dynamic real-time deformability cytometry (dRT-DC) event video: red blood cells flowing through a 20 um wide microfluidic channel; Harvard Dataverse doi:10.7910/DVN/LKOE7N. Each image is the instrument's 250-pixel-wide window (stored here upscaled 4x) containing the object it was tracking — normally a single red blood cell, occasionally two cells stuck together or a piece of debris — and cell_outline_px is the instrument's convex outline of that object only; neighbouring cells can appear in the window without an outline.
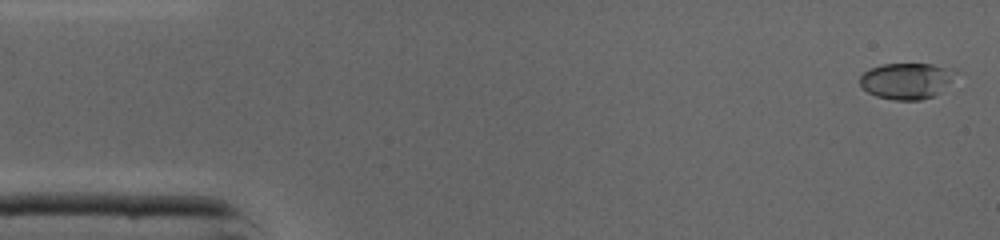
{"species": "common noctule bat (a hibernating species)", "species_latin": "Nyctalus noctula", "temperature_condition": "cold", "stored_images_in_passage": 45, "camera_frame_rate_fps": 3000, "um_per_image_px": 0.085, "animal": {"sex": "male", "body_mass_g": 19.0, "forearm_length_mm": 50.8}, "frame": {"image": 1, "passage_image": 1, "time_ms": 0.0, "image_size_px": [1000, 240], "cell_outline_px": [[956, 72], [940, 92], [932, 96], [920, 100], [896, 100], [876, 96], [868, 92], [860, 84], [860, 76], [864, 72], [872, 68], [884, 64], [932, 64], [948, 68]], "centroid_in_image_um": [77.01, 6.87], "position_along_channel_um": 8.0, "area_um2": 19.65}}
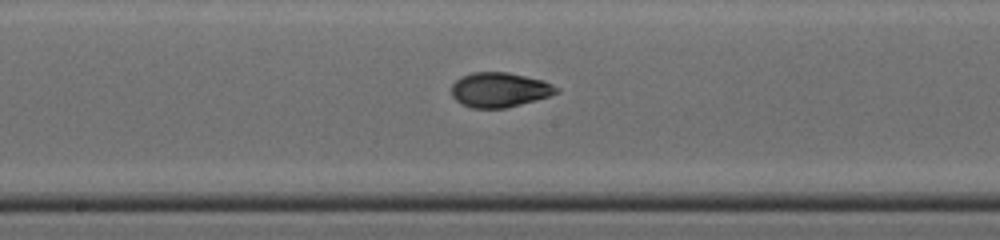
{"frame": {"image": 2, "passage_image": 23, "time_ms": 7.333, "image_size_px": [1000, 240], "cell_outline_px": [[560, 92], [536, 100], [508, 108], [472, 108], [460, 104], [452, 96], [452, 84], [460, 76], [472, 72], [508, 72], [544, 80], [560, 88]], "centroid_in_image_um": [42.47, 7.63], "position_along_channel_um": 205.7, "area_um2": 21.5}}
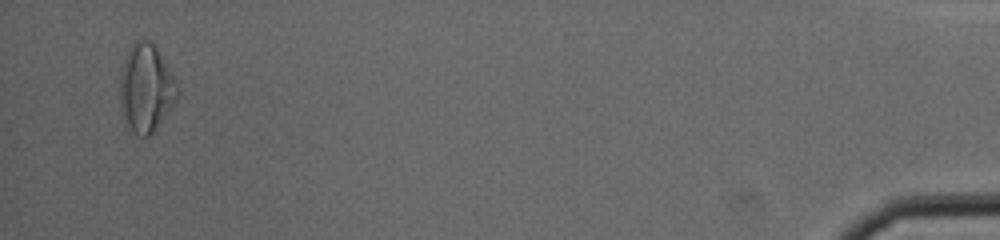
{"frame": {"image": 3, "passage_image": 44, "time_ms": 14.333, "image_size_px": [1000, 240], "cell_outline_px": [[180, 92], [176, 100], [168, 112], [152, 132], [148, 136], [140, 136], [128, 124], [120, 112], [120, 72], [124, 60], [132, 44], [136, 40], [148, 40], [156, 48], [176, 80], [180, 88]], "centroid_in_image_um": [12.41, 7.48], "position_along_channel_um": 422.8, "area_um2": 29.02}, "authors_computed_cell_mechanics": {"area_um2": 20.808, "velocity_mm_per_s": 4.3575, "shape_relaxation_time_tau1_ms": 4.1274, "shape_relaxation_time_tau2_ms": 1.4079, "deformation_change_tau1": 0.1694, "deformation_change_tau2": 0.0598}}